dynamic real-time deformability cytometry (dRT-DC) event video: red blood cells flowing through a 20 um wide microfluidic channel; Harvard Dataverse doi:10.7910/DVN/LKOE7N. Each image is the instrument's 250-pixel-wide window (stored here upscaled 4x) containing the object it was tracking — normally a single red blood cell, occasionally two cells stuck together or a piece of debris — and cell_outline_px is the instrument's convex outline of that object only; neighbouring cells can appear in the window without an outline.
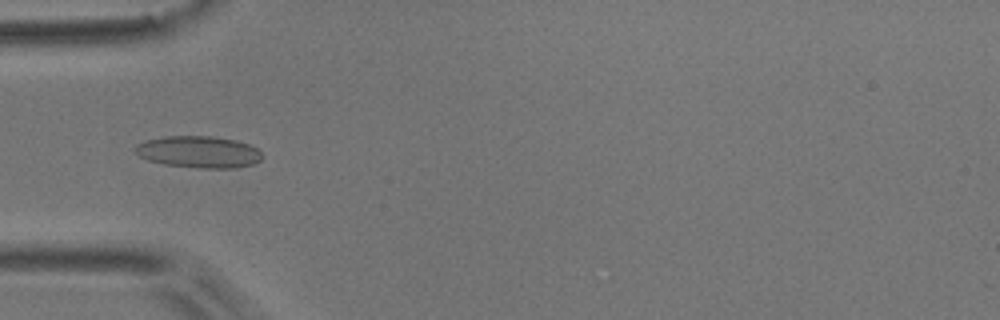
{"species": "common noctule bat (a hibernating species)", "species_latin": "Nyctalus noctula", "temperature_condition": "room temperature", "stored_images_in_passage": 7, "camera_frame_rate_fps": 3000, "um_per_image_px": 0.085, "animal": {"sex": "male", "body_mass_g": 17.9}, "frame": {"image": 1, "passage_image": 5, "time_ms": 1.333, "image_size_px": [1000, 320], "cell_outline_px": [[264, 156], [260, 160], [252, 164], [236, 168], [200, 168], [164, 164], [148, 160], [140, 156], [136, 152], [136, 144], [148, 140], [164, 136], [212, 136], [236, 140], [248, 144], [256, 148]], "centroid_in_image_um": [16.91, 12.91], "position_along_channel_um": 68.1, "area_um2": 23.41}}
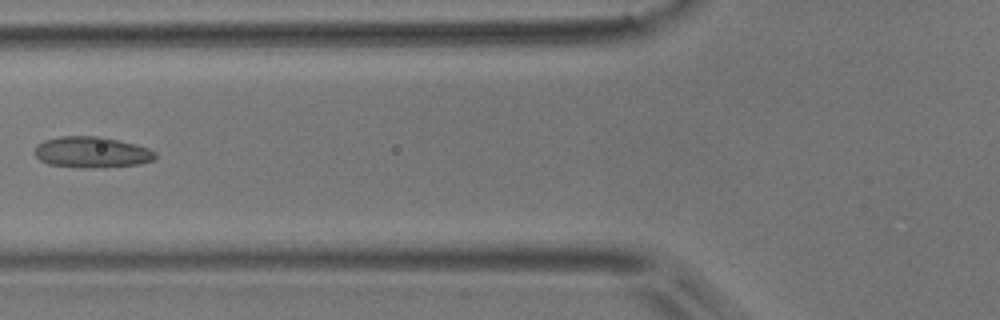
{"frame": {"image": 2, "passage_image": 6, "time_ms": 1.667, "image_size_px": [1000, 320], "cell_outline_px": [[156, 160], [140, 164], [92, 168], [80, 168], [48, 164], [40, 160], [32, 152], [36, 144], [44, 140], [60, 136], [100, 136], [136, 144], [148, 148], [156, 152]], "centroid_in_image_um": [7.78, 12.94], "position_along_channel_um": 118.0, "area_um2": 22.14}}
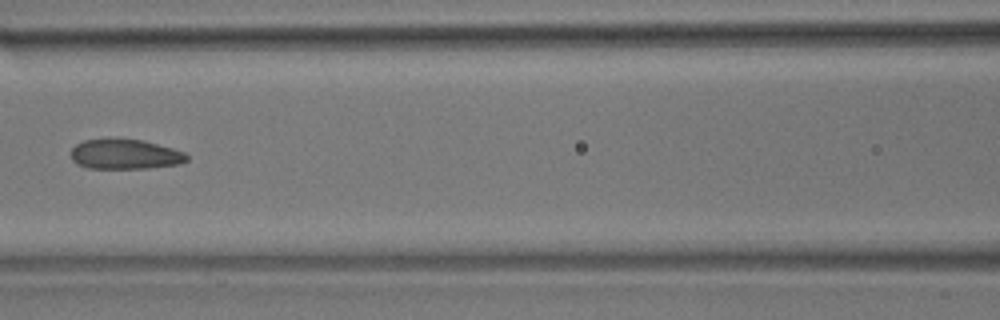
{"frame": {"image": 3, "passage_image": 7, "time_ms": 2.0, "image_size_px": [1000, 320], "cell_outline_px": [[188, 160], [180, 164], [148, 168], [88, 168], [76, 164], [72, 160], [72, 148], [76, 144], [84, 140], [144, 140], [172, 148], [184, 152], [188, 156]], "centroid_in_image_um": [10.65, 13.13], "position_along_channel_um": 156.0, "area_um2": 19.94}}